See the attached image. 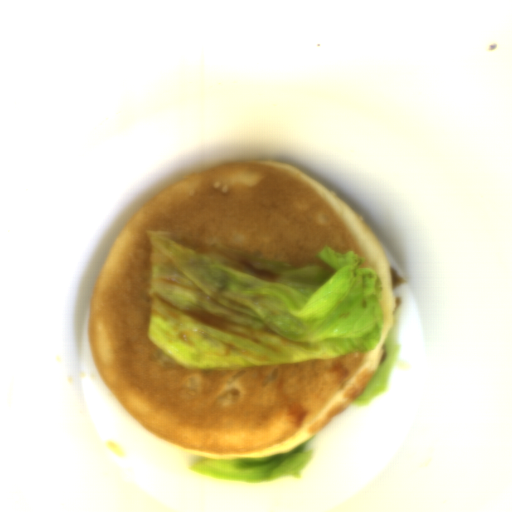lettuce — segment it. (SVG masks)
<instances>
[{
    "instance_id": "1",
    "label": "lettuce",
    "mask_w": 512,
    "mask_h": 512,
    "mask_svg": "<svg viewBox=\"0 0 512 512\" xmlns=\"http://www.w3.org/2000/svg\"><path fill=\"white\" fill-rule=\"evenodd\" d=\"M149 340L186 370L253 367L368 353L383 331V286L358 252L325 246L289 267L147 230Z\"/></svg>"
},
{
    "instance_id": "2",
    "label": "lettuce",
    "mask_w": 512,
    "mask_h": 512,
    "mask_svg": "<svg viewBox=\"0 0 512 512\" xmlns=\"http://www.w3.org/2000/svg\"><path fill=\"white\" fill-rule=\"evenodd\" d=\"M310 437L294 448L260 458L213 460L201 458L186 471L201 477L227 482L259 483L283 477L300 479L312 459L313 439Z\"/></svg>"
},
{
    "instance_id": "3",
    "label": "lettuce",
    "mask_w": 512,
    "mask_h": 512,
    "mask_svg": "<svg viewBox=\"0 0 512 512\" xmlns=\"http://www.w3.org/2000/svg\"><path fill=\"white\" fill-rule=\"evenodd\" d=\"M393 313L394 318L391 328L382 345L383 351L379 366L371 382L364 389L363 394L357 397L354 401L353 404L356 406L369 405L374 399L383 394L388 388L392 372L401 352L396 334L401 315V298H396Z\"/></svg>"
}]
</instances>
